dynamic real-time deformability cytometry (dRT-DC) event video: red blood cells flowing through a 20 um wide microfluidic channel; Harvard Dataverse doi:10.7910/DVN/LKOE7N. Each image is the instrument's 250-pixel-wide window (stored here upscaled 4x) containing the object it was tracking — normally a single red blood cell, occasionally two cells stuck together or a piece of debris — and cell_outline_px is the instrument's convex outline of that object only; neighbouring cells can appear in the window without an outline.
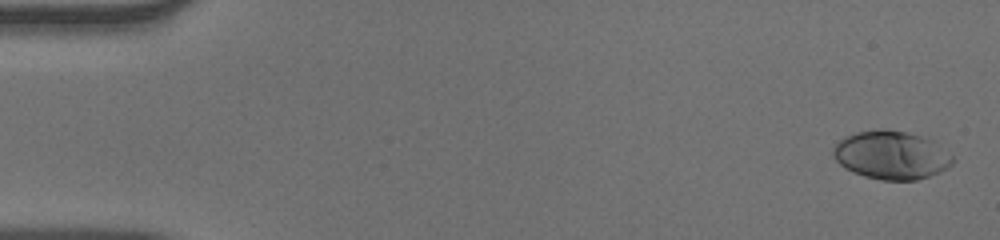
{"species": "human", "species_latin": "Homo sapiens", "temperature_condition": "warm", "stored_images_in_passage": 53, "camera_frame_rate_fps": 3000, "um_per_image_px": 0.085, "donor": {"sex": "male"}, "frame": {"image": 1, "passage_image": 2, "time_ms": 0.333, "image_size_px": [1000, 240], "cell_outline_px": [[952, 164], [948, 168], [928, 176], [916, 180], [880, 180], [864, 176], [852, 172], [844, 168], [832, 156], [832, 148], [844, 136], [856, 132], [880, 128], [888, 128], [908, 132], [920, 136], [928, 140], [952, 156]], "centroid_in_image_um": [75.68, 13.18], "position_along_channel_um": 9.3, "area_um2": 33.52}}
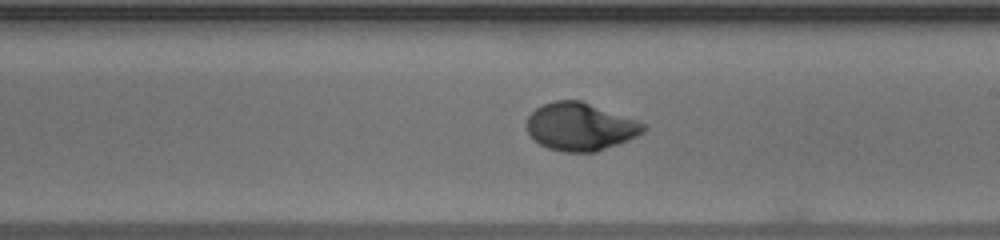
{"frame": {"image": 2, "passage_image": 31, "time_ms": 10.0, "image_size_px": [1000, 240], "cell_outline_px": [[648, 128], [644, 132], [628, 140], [596, 152], [564, 152], [548, 148], [540, 144], [528, 132], [524, 124], [528, 116], [536, 108], [552, 100], [580, 100], [636, 120], [644, 124]], "centroid_in_image_um": [49.3, 10.77], "position_along_channel_um": 239.7, "area_um2": 32.43}}
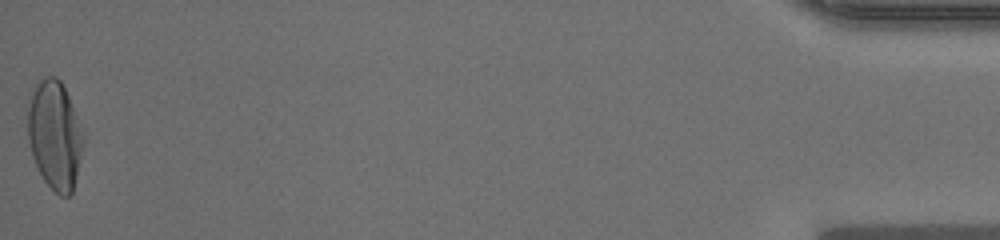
{"frame": {"image": 3, "passage_image": 53, "time_ms": 17.333, "image_size_px": [1000, 240], "cell_outline_px": [[84, 144], [72, 192], [68, 196], [60, 196], [44, 180], [32, 156], [28, 140], [28, 96], [36, 80], [48, 76], [56, 76], [60, 80], [68, 96], [84, 136]], "centroid_in_image_um": [4.63, 11.43], "position_along_channel_um": 430.6, "area_um2": 35.08}, "authors_computed_cell_mechanics": {"area_um2": 32.079, "velocity_mm_per_s": 3.928, "shape_relaxation_time_tau1_ms": 3.8384, "shape_relaxation_time_tau2_ms": null, "deformation_change_tau1": 0.204, "deformation_change_tau2": null}}